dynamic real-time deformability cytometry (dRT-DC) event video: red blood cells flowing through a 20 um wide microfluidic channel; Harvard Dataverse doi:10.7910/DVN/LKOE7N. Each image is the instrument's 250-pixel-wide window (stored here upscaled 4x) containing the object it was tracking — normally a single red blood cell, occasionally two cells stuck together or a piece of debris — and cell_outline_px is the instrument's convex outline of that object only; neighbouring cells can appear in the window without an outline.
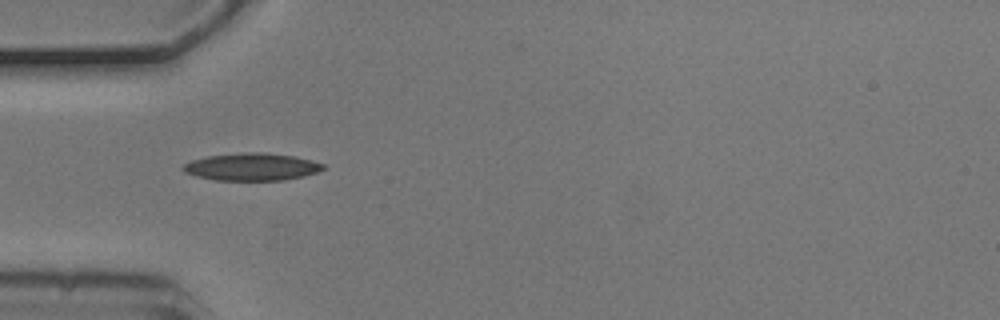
{"species": "common noctule bat (a hibernating species)", "species_latin": "Nyctalus noctula", "temperature_condition": "cold", "stored_images_in_passage": 2, "camera_frame_rate_fps": 3000, "um_per_image_px": 0.085, "animal": {"sex": "male", "body_mass_g": 20.5, "forearm_length_mm": 52.5}, "frame": {"image": 1, "passage_image": 1, "time_ms": 0.0, "image_size_px": [1000, 320], "cell_outline_px": [[324, 168], [316, 172], [304, 176], [284, 180], [216, 180], [196, 176], [184, 172], [180, 168], [184, 164], [192, 160], [208, 156], [248, 152], [264, 152], [296, 156], [312, 160], [324, 164]], "centroid_in_image_um": [21.4, 14.18], "position_along_channel_um": 63.6, "area_um2": 22.37}}
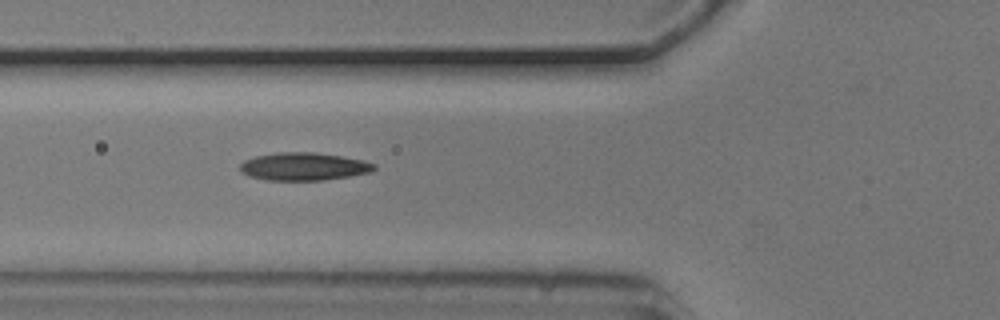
{"frame": {"image": 2, "passage_image": 2, "time_ms": 0.333, "image_size_px": [1000, 320], "cell_outline_px": [[376, 168], [372, 172], [352, 176], [320, 180], [264, 180], [248, 176], [240, 172], [240, 164], [244, 160], [256, 156], [276, 152], [316, 152], [364, 160], [376, 164]], "centroid_in_image_um": [25.82, 14.15], "position_along_channel_um": 100.0, "area_um2": 21.96}}